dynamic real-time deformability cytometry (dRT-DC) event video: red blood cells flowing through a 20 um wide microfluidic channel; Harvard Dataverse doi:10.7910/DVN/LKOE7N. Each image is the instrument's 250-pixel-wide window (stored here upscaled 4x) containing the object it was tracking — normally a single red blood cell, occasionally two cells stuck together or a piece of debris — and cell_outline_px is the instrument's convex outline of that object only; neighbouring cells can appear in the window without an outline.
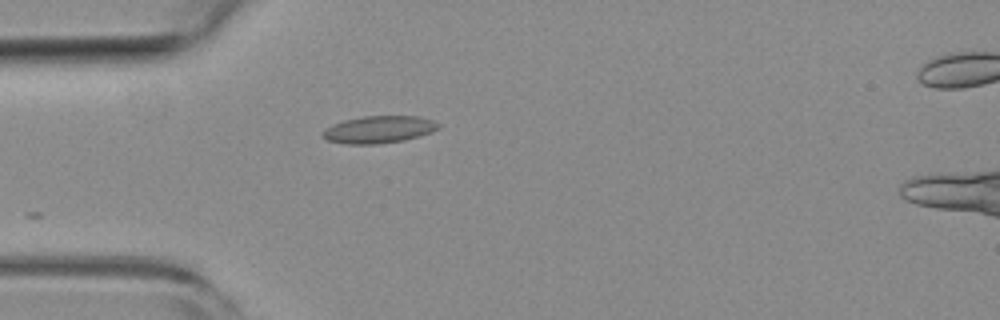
{"species": "common noctule bat (a hibernating species)", "species_latin": "Nyctalus noctula", "temperature_condition": "room temperature", "stored_images_in_passage": 3, "camera_frame_rate_fps": 3000, "um_per_image_px": 0.085, "animal": {"sex": "female", "body_mass_g": 19.3, "forearm_length_mm": 54.1}, "frame": {"image": 1, "passage_image": 1, "time_ms": 0.0, "image_size_px": [1000, 320], "cell_outline_px": [[440, 128], [432, 132], [404, 140], [376, 144], [348, 144], [328, 140], [320, 136], [320, 132], [324, 128], [332, 124], [344, 120], [364, 116], [416, 116], [432, 120], [440, 124]], "centroid_in_image_um": [32.16, 11.0], "position_along_channel_um": 52.8, "area_um2": 18.44}}